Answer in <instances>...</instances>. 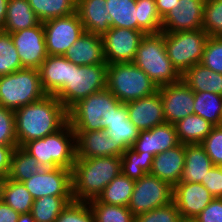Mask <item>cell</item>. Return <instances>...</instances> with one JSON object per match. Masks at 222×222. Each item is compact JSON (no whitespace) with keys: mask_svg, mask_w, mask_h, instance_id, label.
I'll list each match as a JSON object with an SVG mask.
<instances>
[{"mask_svg":"<svg viewBox=\"0 0 222 222\" xmlns=\"http://www.w3.org/2000/svg\"><path fill=\"white\" fill-rule=\"evenodd\" d=\"M8 0H0V31H3L7 15Z\"/></svg>","mask_w":222,"mask_h":222,"instance_id":"52","label":"cell"},{"mask_svg":"<svg viewBox=\"0 0 222 222\" xmlns=\"http://www.w3.org/2000/svg\"><path fill=\"white\" fill-rule=\"evenodd\" d=\"M184 162L185 144L180 143L154 156L150 174L174 187L181 180Z\"/></svg>","mask_w":222,"mask_h":222,"instance_id":"21","label":"cell"},{"mask_svg":"<svg viewBox=\"0 0 222 222\" xmlns=\"http://www.w3.org/2000/svg\"><path fill=\"white\" fill-rule=\"evenodd\" d=\"M121 102L106 88L79 100L68 110L73 131L105 130Z\"/></svg>","mask_w":222,"mask_h":222,"instance_id":"4","label":"cell"},{"mask_svg":"<svg viewBox=\"0 0 222 222\" xmlns=\"http://www.w3.org/2000/svg\"><path fill=\"white\" fill-rule=\"evenodd\" d=\"M166 122L175 124L186 116L194 114V91L183 81L158 87Z\"/></svg>","mask_w":222,"mask_h":222,"instance_id":"15","label":"cell"},{"mask_svg":"<svg viewBox=\"0 0 222 222\" xmlns=\"http://www.w3.org/2000/svg\"><path fill=\"white\" fill-rule=\"evenodd\" d=\"M95 222H135V216L127 206L109 205L96 199L88 202Z\"/></svg>","mask_w":222,"mask_h":222,"instance_id":"39","label":"cell"},{"mask_svg":"<svg viewBox=\"0 0 222 222\" xmlns=\"http://www.w3.org/2000/svg\"><path fill=\"white\" fill-rule=\"evenodd\" d=\"M40 23L41 21L29 5L28 0H8L3 32L14 33L35 27Z\"/></svg>","mask_w":222,"mask_h":222,"instance_id":"27","label":"cell"},{"mask_svg":"<svg viewBox=\"0 0 222 222\" xmlns=\"http://www.w3.org/2000/svg\"><path fill=\"white\" fill-rule=\"evenodd\" d=\"M106 88L124 104L158 91L157 85L133 62L108 64Z\"/></svg>","mask_w":222,"mask_h":222,"instance_id":"6","label":"cell"},{"mask_svg":"<svg viewBox=\"0 0 222 222\" xmlns=\"http://www.w3.org/2000/svg\"><path fill=\"white\" fill-rule=\"evenodd\" d=\"M10 34L22 67L39 69L48 56L42 22Z\"/></svg>","mask_w":222,"mask_h":222,"instance_id":"14","label":"cell"},{"mask_svg":"<svg viewBox=\"0 0 222 222\" xmlns=\"http://www.w3.org/2000/svg\"><path fill=\"white\" fill-rule=\"evenodd\" d=\"M171 202H173V187L166 181L146 173L135 181L128 208L136 217Z\"/></svg>","mask_w":222,"mask_h":222,"instance_id":"10","label":"cell"},{"mask_svg":"<svg viewBox=\"0 0 222 222\" xmlns=\"http://www.w3.org/2000/svg\"><path fill=\"white\" fill-rule=\"evenodd\" d=\"M112 27L138 30L136 0H106Z\"/></svg>","mask_w":222,"mask_h":222,"instance_id":"33","label":"cell"},{"mask_svg":"<svg viewBox=\"0 0 222 222\" xmlns=\"http://www.w3.org/2000/svg\"><path fill=\"white\" fill-rule=\"evenodd\" d=\"M41 22L76 12L77 0H28Z\"/></svg>","mask_w":222,"mask_h":222,"instance_id":"35","label":"cell"},{"mask_svg":"<svg viewBox=\"0 0 222 222\" xmlns=\"http://www.w3.org/2000/svg\"><path fill=\"white\" fill-rule=\"evenodd\" d=\"M76 134V158L121 156L124 149L105 130L74 131Z\"/></svg>","mask_w":222,"mask_h":222,"instance_id":"20","label":"cell"},{"mask_svg":"<svg viewBox=\"0 0 222 222\" xmlns=\"http://www.w3.org/2000/svg\"><path fill=\"white\" fill-rule=\"evenodd\" d=\"M153 156L139 155L131 147L124 150L121 155V173L136 181L146 173H150Z\"/></svg>","mask_w":222,"mask_h":222,"instance_id":"37","label":"cell"},{"mask_svg":"<svg viewBox=\"0 0 222 222\" xmlns=\"http://www.w3.org/2000/svg\"><path fill=\"white\" fill-rule=\"evenodd\" d=\"M48 55H64L85 32L77 12L42 22Z\"/></svg>","mask_w":222,"mask_h":222,"instance_id":"11","label":"cell"},{"mask_svg":"<svg viewBox=\"0 0 222 222\" xmlns=\"http://www.w3.org/2000/svg\"><path fill=\"white\" fill-rule=\"evenodd\" d=\"M194 114L214 126L222 125V96L211 92H194Z\"/></svg>","mask_w":222,"mask_h":222,"instance_id":"34","label":"cell"},{"mask_svg":"<svg viewBox=\"0 0 222 222\" xmlns=\"http://www.w3.org/2000/svg\"><path fill=\"white\" fill-rule=\"evenodd\" d=\"M183 81L194 92H211L222 96V74L204 67L201 63L190 67L183 75Z\"/></svg>","mask_w":222,"mask_h":222,"instance_id":"26","label":"cell"},{"mask_svg":"<svg viewBox=\"0 0 222 222\" xmlns=\"http://www.w3.org/2000/svg\"><path fill=\"white\" fill-rule=\"evenodd\" d=\"M18 145H0V180L7 178L14 149Z\"/></svg>","mask_w":222,"mask_h":222,"instance_id":"49","label":"cell"},{"mask_svg":"<svg viewBox=\"0 0 222 222\" xmlns=\"http://www.w3.org/2000/svg\"><path fill=\"white\" fill-rule=\"evenodd\" d=\"M0 198L20 214L30 213L34 202L23 182L9 178L0 180Z\"/></svg>","mask_w":222,"mask_h":222,"instance_id":"29","label":"cell"},{"mask_svg":"<svg viewBox=\"0 0 222 222\" xmlns=\"http://www.w3.org/2000/svg\"><path fill=\"white\" fill-rule=\"evenodd\" d=\"M135 222H184L174 202L135 217Z\"/></svg>","mask_w":222,"mask_h":222,"instance_id":"44","label":"cell"},{"mask_svg":"<svg viewBox=\"0 0 222 222\" xmlns=\"http://www.w3.org/2000/svg\"><path fill=\"white\" fill-rule=\"evenodd\" d=\"M45 95L39 69L23 68L0 76V105L7 109L15 111Z\"/></svg>","mask_w":222,"mask_h":222,"instance_id":"7","label":"cell"},{"mask_svg":"<svg viewBox=\"0 0 222 222\" xmlns=\"http://www.w3.org/2000/svg\"><path fill=\"white\" fill-rule=\"evenodd\" d=\"M174 126L179 142L182 144H201L214 127L196 114L186 116L177 121Z\"/></svg>","mask_w":222,"mask_h":222,"instance_id":"30","label":"cell"},{"mask_svg":"<svg viewBox=\"0 0 222 222\" xmlns=\"http://www.w3.org/2000/svg\"><path fill=\"white\" fill-rule=\"evenodd\" d=\"M42 169L43 168L32 155L18 146L13 151L7 178L17 182H23L29 179L33 174L39 173Z\"/></svg>","mask_w":222,"mask_h":222,"instance_id":"36","label":"cell"},{"mask_svg":"<svg viewBox=\"0 0 222 222\" xmlns=\"http://www.w3.org/2000/svg\"><path fill=\"white\" fill-rule=\"evenodd\" d=\"M76 12L85 32L102 36L112 27L106 0H77Z\"/></svg>","mask_w":222,"mask_h":222,"instance_id":"23","label":"cell"},{"mask_svg":"<svg viewBox=\"0 0 222 222\" xmlns=\"http://www.w3.org/2000/svg\"><path fill=\"white\" fill-rule=\"evenodd\" d=\"M39 73L45 93L56 96L69 82L70 61L62 55H48Z\"/></svg>","mask_w":222,"mask_h":222,"instance_id":"24","label":"cell"},{"mask_svg":"<svg viewBox=\"0 0 222 222\" xmlns=\"http://www.w3.org/2000/svg\"><path fill=\"white\" fill-rule=\"evenodd\" d=\"M63 56L78 66L106 63L101 36L88 32H84Z\"/></svg>","mask_w":222,"mask_h":222,"instance_id":"22","label":"cell"},{"mask_svg":"<svg viewBox=\"0 0 222 222\" xmlns=\"http://www.w3.org/2000/svg\"><path fill=\"white\" fill-rule=\"evenodd\" d=\"M125 104L127 105L128 118L139 131L150 130L166 122L159 91Z\"/></svg>","mask_w":222,"mask_h":222,"instance_id":"19","label":"cell"},{"mask_svg":"<svg viewBox=\"0 0 222 222\" xmlns=\"http://www.w3.org/2000/svg\"><path fill=\"white\" fill-rule=\"evenodd\" d=\"M213 199L202 183L179 182L173 187V202L183 221H192Z\"/></svg>","mask_w":222,"mask_h":222,"instance_id":"17","label":"cell"},{"mask_svg":"<svg viewBox=\"0 0 222 222\" xmlns=\"http://www.w3.org/2000/svg\"><path fill=\"white\" fill-rule=\"evenodd\" d=\"M205 0H178L162 20V32L173 33L202 29Z\"/></svg>","mask_w":222,"mask_h":222,"instance_id":"16","label":"cell"},{"mask_svg":"<svg viewBox=\"0 0 222 222\" xmlns=\"http://www.w3.org/2000/svg\"><path fill=\"white\" fill-rule=\"evenodd\" d=\"M19 216L20 213L16 212L0 198V222H17Z\"/></svg>","mask_w":222,"mask_h":222,"instance_id":"50","label":"cell"},{"mask_svg":"<svg viewBox=\"0 0 222 222\" xmlns=\"http://www.w3.org/2000/svg\"><path fill=\"white\" fill-rule=\"evenodd\" d=\"M22 148L32 155L42 168L63 167L72 170L76 161V134L67 122L57 132L31 140Z\"/></svg>","mask_w":222,"mask_h":222,"instance_id":"3","label":"cell"},{"mask_svg":"<svg viewBox=\"0 0 222 222\" xmlns=\"http://www.w3.org/2000/svg\"><path fill=\"white\" fill-rule=\"evenodd\" d=\"M157 12L163 20L165 16L172 10L177 4L178 0H155Z\"/></svg>","mask_w":222,"mask_h":222,"instance_id":"51","label":"cell"},{"mask_svg":"<svg viewBox=\"0 0 222 222\" xmlns=\"http://www.w3.org/2000/svg\"><path fill=\"white\" fill-rule=\"evenodd\" d=\"M144 36L145 33L140 30L111 27L101 36L106 63L133 62Z\"/></svg>","mask_w":222,"mask_h":222,"instance_id":"12","label":"cell"},{"mask_svg":"<svg viewBox=\"0 0 222 222\" xmlns=\"http://www.w3.org/2000/svg\"><path fill=\"white\" fill-rule=\"evenodd\" d=\"M192 222H222V198H214Z\"/></svg>","mask_w":222,"mask_h":222,"instance_id":"48","label":"cell"},{"mask_svg":"<svg viewBox=\"0 0 222 222\" xmlns=\"http://www.w3.org/2000/svg\"><path fill=\"white\" fill-rule=\"evenodd\" d=\"M200 63L204 67L222 74V38L208 37Z\"/></svg>","mask_w":222,"mask_h":222,"instance_id":"42","label":"cell"},{"mask_svg":"<svg viewBox=\"0 0 222 222\" xmlns=\"http://www.w3.org/2000/svg\"><path fill=\"white\" fill-rule=\"evenodd\" d=\"M208 37L203 29L164 33L168 58L181 75L201 62Z\"/></svg>","mask_w":222,"mask_h":222,"instance_id":"9","label":"cell"},{"mask_svg":"<svg viewBox=\"0 0 222 222\" xmlns=\"http://www.w3.org/2000/svg\"><path fill=\"white\" fill-rule=\"evenodd\" d=\"M23 69L11 34L0 31V76Z\"/></svg>","mask_w":222,"mask_h":222,"instance_id":"40","label":"cell"},{"mask_svg":"<svg viewBox=\"0 0 222 222\" xmlns=\"http://www.w3.org/2000/svg\"><path fill=\"white\" fill-rule=\"evenodd\" d=\"M17 222H35V220L32 217L31 213H23V214H20Z\"/></svg>","mask_w":222,"mask_h":222,"instance_id":"53","label":"cell"},{"mask_svg":"<svg viewBox=\"0 0 222 222\" xmlns=\"http://www.w3.org/2000/svg\"><path fill=\"white\" fill-rule=\"evenodd\" d=\"M14 113L17 144L20 147L57 132L68 122V110L54 95L47 94Z\"/></svg>","mask_w":222,"mask_h":222,"instance_id":"1","label":"cell"},{"mask_svg":"<svg viewBox=\"0 0 222 222\" xmlns=\"http://www.w3.org/2000/svg\"><path fill=\"white\" fill-rule=\"evenodd\" d=\"M133 63L142 69L157 87L182 79V75L168 58L163 32L145 34L137 48Z\"/></svg>","mask_w":222,"mask_h":222,"instance_id":"5","label":"cell"},{"mask_svg":"<svg viewBox=\"0 0 222 222\" xmlns=\"http://www.w3.org/2000/svg\"><path fill=\"white\" fill-rule=\"evenodd\" d=\"M201 145L210 157L213 165L222 166V125L214 126Z\"/></svg>","mask_w":222,"mask_h":222,"instance_id":"46","label":"cell"},{"mask_svg":"<svg viewBox=\"0 0 222 222\" xmlns=\"http://www.w3.org/2000/svg\"><path fill=\"white\" fill-rule=\"evenodd\" d=\"M213 166L201 144H185V162L180 182L202 183Z\"/></svg>","mask_w":222,"mask_h":222,"instance_id":"25","label":"cell"},{"mask_svg":"<svg viewBox=\"0 0 222 222\" xmlns=\"http://www.w3.org/2000/svg\"><path fill=\"white\" fill-rule=\"evenodd\" d=\"M72 196H44L34 200L31 214L35 222H55L66 206L73 202Z\"/></svg>","mask_w":222,"mask_h":222,"instance_id":"32","label":"cell"},{"mask_svg":"<svg viewBox=\"0 0 222 222\" xmlns=\"http://www.w3.org/2000/svg\"><path fill=\"white\" fill-rule=\"evenodd\" d=\"M180 144L174 124L165 122L150 130L139 131L132 149L139 155L155 156Z\"/></svg>","mask_w":222,"mask_h":222,"instance_id":"18","label":"cell"},{"mask_svg":"<svg viewBox=\"0 0 222 222\" xmlns=\"http://www.w3.org/2000/svg\"><path fill=\"white\" fill-rule=\"evenodd\" d=\"M0 145H18L15 113L0 105Z\"/></svg>","mask_w":222,"mask_h":222,"instance_id":"45","label":"cell"},{"mask_svg":"<svg viewBox=\"0 0 222 222\" xmlns=\"http://www.w3.org/2000/svg\"><path fill=\"white\" fill-rule=\"evenodd\" d=\"M138 30L145 34L162 32V19L157 12L155 0H136Z\"/></svg>","mask_w":222,"mask_h":222,"instance_id":"38","label":"cell"},{"mask_svg":"<svg viewBox=\"0 0 222 222\" xmlns=\"http://www.w3.org/2000/svg\"><path fill=\"white\" fill-rule=\"evenodd\" d=\"M35 200L44 196H72V170L63 167L43 168L23 181Z\"/></svg>","mask_w":222,"mask_h":222,"instance_id":"13","label":"cell"},{"mask_svg":"<svg viewBox=\"0 0 222 222\" xmlns=\"http://www.w3.org/2000/svg\"><path fill=\"white\" fill-rule=\"evenodd\" d=\"M134 186V180L120 173L103 189L96 200L109 205L128 207Z\"/></svg>","mask_w":222,"mask_h":222,"instance_id":"31","label":"cell"},{"mask_svg":"<svg viewBox=\"0 0 222 222\" xmlns=\"http://www.w3.org/2000/svg\"><path fill=\"white\" fill-rule=\"evenodd\" d=\"M107 66V63L78 66L70 62L69 82L56 97L69 110L79 100L106 89Z\"/></svg>","mask_w":222,"mask_h":222,"instance_id":"8","label":"cell"},{"mask_svg":"<svg viewBox=\"0 0 222 222\" xmlns=\"http://www.w3.org/2000/svg\"><path fill=\"white\" fill-rule=\"evenodd\" d=\"M202 29L209 36L222 38V0H205Z\"/></svg>","mask_w":222,"mask_h":222,"instance_id":"41","label":"cell"},{"mask_svg":"<svg viewBox=\"0 0 222 222\" xmlns=\"http://www.w3.org/2000/svg\"><path fill=\"white\" fill-rule=\"evenodd\" d=\"M55 222H95L88 202L73 201L61 212Z\"/></svg>","mask_w":222,"mask_h":222,"instance_id":"43","label":"cell"},{"mask_svg":"<svg viewBox=\"0 0 222 222\" xmlns=\"http://www.w3.org/2000/svg\"><path fill=\"white\" fill-rule=\"evenodd\" d=\"M105 131L124 150L132 147L139 135V130L128 118L127 105L124 103L115 109L114 120Z\"/></svg>","mask_w":222,"mask_h":222,"instance_id":"28","label":"cell"},{"mask_svg":"<svg viewBox=\"0 0 222 222\" xmlns=\"http://www.w3.org/2000/svg\"><path fill=\"white\" fill-rule=\"evenodd\" d=\"M121 173V156L76 158L72 168V197L77 202L97 199Z\"/></svg>","mask_w":222,"mask_h":222,"instance_id":"2","label":"cell"},{"mask_svg":"<svg viewBox=\"0 0 222 222\" xmlns=\"http://www.w3.org/2000/svg\"><path fill=\"white\" fill-rule=\"evenodd\" d=\"M202 184L214 198H222V166L214 165L202 179Z\"/></svg>","mask_w":222,"mask_h":222,"instance_id":"47","label":"cell"}]
</instances>
